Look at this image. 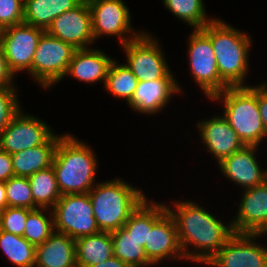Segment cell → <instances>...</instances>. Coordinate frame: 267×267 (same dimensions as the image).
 <instances>
[{
  "instance_id": "ba28073f",
  "label": "cell",
  "mask_w": 267,
  "mask_h": 267,
  "mask_svg": "<svg viewBox=\"0 0 267 267\" xmlns=\"http://www.w3.org/2000/svg\"><path fill=\"white\" fill-rule=\"evenodd\" d=\"M189 37L190 72L205 96L211 99L229 86L219 76L210 38L201 29H194Z\"/></svg>"
},
{
  "instance_id": "7c38bea8",
  "label": "cell",
  "mask_w": 267,
  "mask_h": 267,
  "mask_svg": "<svg viewBox=\"0 0 267 267\" xmlns=\"http://www.w3.org/2000/svg\"><path fill=\"white\" fill-rule=\"evenodd\" d=\"M262 235L264 234L234 233L206 265L212 267H267V248L253 241Z\"/></svg>"
},
{
  "instance_id": "e575fe53",
  "label": "cell",
  "mask_w": 267,
  "mask_h": 267,
  "mask_svg": "<svg viewBox=\"0 0 267 267\" xmlns=\"http://www.w3.org/2000/svg\"><path fill=\"white\" fill-rule=\"evenodd\" d=\"M24 0H0V31L24 22Z\"/></svg>"
},
{
  "instance_id": "6da1fadb",
  "label": "cell",
  "mask_w": 267,
  "mask_h": 267,
  "mask_svg": "<svg viewBox=\"0 0 267 267\" xmlns=\"http://www.w3.org/2000/svg\"><path fill=\"white\" fill-rule=\"evenodd\" d=\"M174 203L177 213L168 206L167 211L174 218L185 260L206 264L234 234L232 224L224 225L192 201ZM189 245L195 250L188 251Z\"/></svg>"
},
{
  "instance_id": "d6986e66",
  "label": "cell",
  "mask_w": 267,
  "mask_h": 267,
  "mask_svg": "<svg viewBox=\"0 0 267 267\" xmlns=\"http://www.w3.org/2000/svg\"><path fill=\"white\" fill-rule=\"evenodd\" d=\"M179 92L181 87L175 79L140 80L127 104L137 112L155 114L169 103L174 93Z\"/></svg>"
},
{
  "instance_id": "8d00e7d4",
  "label": "cell",
  "mask_w": 267,
  "mask_h": 267,
  "mask_svg": "<svg viewBox=\"0 0 267 267\" xmlns=\"http://www.w3.org/2000/svg\"><path fill=\"white\" fill-rule=\"evenodd\" d=\"M14 177L11 154L0 149V181L6 182Z\"/></svg>"
},
{
  "instance_id": "d4e9b609",
  "label": "cell",
  "mask_w": 267,
  "mask_h": 267,
  "mask_svg": "<svg viewBox=\"0 0 267 267\" xmlns=\"http://www.w3.org/2000/svg\"><path fill=\"white\" fill-rule=\"evenodd\" d=\"M167 212L166 205L150 203L146 198L130 214L123 228L144 247L148 244V228H152Z\"/></svg>"
},
{
  "instance_id": "ffe728a7",
  "label": "cell",
  "mask_w": 267,
  "mask_h": 267,
  "mask_svg": "<svg viewBox=\"0 0 267 267\" xmlns=\"http://www.w3.org/2000/svg\"><path fill=\"white\" fill-rule=\"evenodd\" d=\"M34 267H77L75 239L54 231L36 247Z\"/></svg>"
},
{
  "instance_id": "8fae6325",
  "label": "cell",
  "mask_w": 267,
  "mask_h": 267,
  "mask_svg": "<svg viewBox=\"0 0 267 267\" xmlns=\"http://www.w3.org/2000/svg\"><path fill=\"white\" fill-rule=\"evenodd\" d=\"M91 16L94 40L99 36H117L125 45L143 32H135L131 25V15L123 0H87ZM133 32L132 34H129ZM129 34L124 37L125 34Z\"/></svg>"
},
{
  "instance_id": "603a6c76",
  "label": "cell",
  "mask_w": 267,
  "mask_h": 267,
  "mask_svg": "<svg viewBox=\"0 0 267 267\" xmlns=\"http://www.w3.org/2000/svg\"><path fill=\"white\" fill-rule=\"evenodd\" d=\"M83 0H24V22L47 30L59 15L78 6Z\"/></svg>"
},
{
  "instance_id": "8992f818",
  "label": "cell",
  "mask_w": 267,
  "mask_h": 267,
  "mask_svg": "<svg viewBox=\"0 0 267 267\" xmlns=\"http://www.w3.org/2000/svg\"><path fill=\"white\" fill-rule=\"evenodd\" d=\"M75 48L46 31L38 41L31 66V76L45 89L65 77Z\"/></svg>"
},
{
  "instance_id": "277c9868",
  "label": "cell",
  "mask_w": 267,
  "mask_h": 267,
  "mask_svg": "<svg viewBox=\"0 0 267 267\" xmlns=\"http://www.w3.org/2000/svg\"><path fill=\"white\" fill-rule=\"evenodd\" d=\"M96 186L88 194L96 224L103 232L111 233L123 227L130 214L146 199L142 190L119 178Z\"/></svg>"
},
{
  "instance_id": "1f68e13d",
  "label": "cell",
  "mask_w": 267,
  "mask_h": 267,
  "mask_svg": "<svg viewBox=\"0 0 267 267\" xmlns=\"http://www.w3.org/2000/svg\"><path fill=\"white\" fill-rule=\"evenodd\" d=\"M5 193L9 207L38 209L34 203L28 177H11L5 182Z\"/></svg>"
},
{
  "instance_id": "44dd1931",
  "label": "cell",
  "mask_w": 267,
  "mask_h": 267,
  "mask_svg": "<svg viewBox=\"0 0 267 267\" xmlns=\"http://www.w3.org/2000/svg\"><path fill=\"white\" fill-rule=\"evenodd\" d=\"M113 61L98 49H76L65 76L71 75L85 83L102 81L105 85L108 68Z\"/></svg>"
},
{
  "instance_id": "cb8c5ba5",
  "label": "cell",
  "mask_w": 267,
  "mask_h": 267,
  "mask_svg": "<svg viewBox=\"0 0 267 267\" xmlns=\"http://www.w3.org/2000/svg\"><path fill=\"white\" fill-rule=\"evenodd\" d=\"M75 252L77 267H90L106 261L114 255L111 233L100 231L77 238Z\"/></svg>"
},
{
  "instance_id": "7a4b0ae2",
  "label": "cell",
  "mask_w": 267,
  "mask_h": 267,
  "mask_svg": "<svg viewBox=\"0 0 267 267\" xmlns=\"http://www.w3.org/2000/svg\"><path fill=\"white\" fill-rule=\"evenodd\" d=\"M96 161L88 145L70 134L61 136L52 162L61 195L89 193L96 185Z\"/></svg>"
},
{
  "instance_id": "4316f807",
  "label": "cell",
  "mask_w": 267,
  "mask_h": 267,
  "mask_svg": "<svg viewBox=\"0 0 267 267\" xmlns=\"http://www.w3.org/2000/svg\"><path fill=\"white\" fill-rule=\"evenodd\" d=\"M111 237L114 256L129 267L155 265L147 258L144 247L129 236L128 232L123 227L111 232Z\"/></svg>"
},
{
  "instance_id": "f1b7e54d",
  "label": "cell",
  "mask_w": 267,
  "mask_h": 267,
  "mask_svg": "<svg viewBox=\"0 0 267 267\" xmlns=\"http://www.w3.org/2000/svg\"><path fill=\"white\" fill-rule=\"evenodd\" d=\"M139 80L126 64H117L112 61L107 72L104 87L113 96L126 99L127 103L132 99Z\"/></svg>"
},
{
  "instance_id": "d6a6232c",
  "label": "cell",
  "mask_w": 267,
  "mask_h": 267,
  "mask_svg": "<svg viewBox=\"0 0 267 267\" xmlns=\"http://www.w3.org/2000/svg\"><path fill=\"white\" fill-rule=\"evenodd\" d=\"M31 209L7 206L0 212V230L23 236L27 216Z\"/></svg>"
},
{
  "instance_id": "5b68a950",
  "label": "cell",
  "mask_w": 267,
  "mask_h": 267,
  "mask_svg": "<svg viewBox=\"0 0 267 267\" xmlns=\"http://www.w3.org/2000/svg\"><path fill=\"white\" fill-rule=\"evenodd\" d=\"M222 100L223 116L245 146H258L267 133L264 129L257 100V86L228 87L211 98Z\"/></svg>"
},
{
  "instance_id": "836d02e7",
  "label": "cell",
  "mask_w": 267,
  "mask_h": 267,
  "mask_svg": "<svg viewBox=\"0 0 267 267\" xmlns=\"http://www.w3.org/2000/svg\"><path fill=\"white\" fill-rule=\"evenodd\" d=\"M13 86H0V133L21 109Z\"/></svg>"
},
{
  "instance_id": "9a60e30c",
  "label": "cell",
  "mask_w": 267,
  "mask_h": 267,
  "mask_svg": "<svg viewBox=\"0 0 267 267\" xmlns=\"http://www.w3.org/2000/svg\"><path fill=\"white\" fill-rule=\"evenodd\" d=\"M230 223L234 233L267 234V180L244 189L236 217Z\"/></svg>"
},
{
  "instance_id": "83f0119b",
  "label": "cell",
  "mask_w": 267,
  "mask_h": 267,
  "mask_svg": "<svg viewBox=\"0 0 267 267\" xmlns=\"http://www.w3.org/2000/svg\"><path fill=\"white\" fill-rule=\"evenodd\" d=\"M0 248L18 267H34L36 247L23 236L0 230Z\"/></svg>"
},
{
  "instance_id": "74e56055",
  "label": "cell",
  "mask_w": 267,
  "mask_h": 267,
  "mask_svg": "<svg viewBox=\"0 0 267 267\" xmlns=\"http://www.w3.org/2000/svg\"><path fill=\"white\" fill-rule=\"evenodd\" d=\"M14 74L9 70L3 47L0 43V86H14Z\"/></svg>"
},
{
  "instance_id": "ab89813d",
  "label": "cell",
  "mask_w": 267,
  "mask_h": 267,
  "mask_svg": "<svg viewBox=\"0 0 267 267\" xmlns=\"http://www.w3.org/2000/svg\"><path fill=\"white\" fill-rule=\"evenodd\" d=\"M8 206L6 193H5V182L0 181V212Z\"/></svg>"
},
{
  "instance_id": "2e32d148",
  "label": "cell",
  "mask_w": 267,
  "mask_h": 267,
  "mask_svg": "<svg viewBox=\"0 0 267 267\" xmlns=\"http://www.w3.org/2000/svg\"><path fill=\"white\" fill-rule=\"evenodd\" d=\"M257 149L258 146H244L225 157L218 163L221 172L235 184L246 189L264 183L267 180V171H262L256 161Z\"/></svg>"
},
{
  "instance_id": "4fadbf2b",
  "label": "cell",
  "mask_w": 267,
  "mask_h": 267,
  "mask_svg": "<svg viewBox=\"0 0 267 267\" xmlns=\"http://www.w3.org/2000/svg\"><path fill=\"white\" fill-rule=\"evenodd\" d=\"M53 134L45 122L20 109L0 133V149L13 154L44 144Z\"/></svg>"
},
{
  "instance_id": "52a82bcc",
  "label": "cell",
  "mask_w": 267,
  "mask_h": 267,
  "mask_svg": "<svg viewBox=\"0 0 267 267\" xmlns=\"http://www.w3.org/2000/svg\"><path fill=\"white\" fill-rule=\"evenodd\" d=\"M54 230L73 239L100 232L88 193L61 195L51 209Z\"/></svg>"
},
{
  "instance_id": "5bb4252c",
  "label": "cell",
  "mask_w": 267,
  "mask_h": 267,
  "mask_svg": "<svg viewBox=\"0 0 267 267\" xmlns=\"http://www.w3.org/2000/svg\"><path fill=\"white\" fill-rule=\"evenodd\" d=\"M46 32L59 40L71 44L75 49L89 48L94 42L92 16L87 0L65 11L53 20Z\"/></svg>"
},
{
  "instance_id": "30bf717a",
  "label": "cell",
  "mask_w": 267,
  "mask_h": 267,
  "mask_svg": "<svg viewBox=\"0 0 267 267\" xmlns=\"http://www.w3.org/2000/svg\"><path fill=\"white\" fill-rule=\"evenodd\" d=\"M44 32L45 30L42 28L25 22L0 31V43L4 50L8 68L14 75L24 70L31 74L34 53Z\"/></svg>"
},
{
  "instance_id": "f35d334b",
  "label": "cell",
  "mask_w": 267,
  "mask_h": 267,
  "mask_svg": "<svg viewBox=\"0 0 267 267\" xmlns=\"http://www.w3.org/2000/svg\"><path fill=\"white\" fill-rule=\"evenodd\" d=\"M90 267H129V266L113 255L106 261L100 262L99 264Z\"/></svg>"
},
{
  "instance_id": "9c48e42d",
  "label": "cell",
  "mask_w": 267,
  "mask_h": 267,
  "mask_svg": "<svg viewBox=\"0 0 267 267\" xmlns=\"http://www.w3.org/2000/svg\"><path fill=\"white\" fill-rule=\"evenodd\" d=\"M151 34L143 33L136 39L122 45L126 53V65L140 81L175 79L165 57Z\"/></svg>"
},
{
  "instance_id": "3957f363",
  "label": "cell",
  "mask_w": 267,
  "mask_h": 267,
  "mask_svg": "<svg viewBox=\"0 0 267 267\" xmlns=\"http://www.w3.org/2000/svg\"><path fill=\"white\" fill-rule=\"evenodd\" d=\"M211 40L220 78L229 87L245 86L251 38L219 18L201 29Z\"/></svg>"
},
{
  "instance_id": "f546056e",
  "label": "cell",
  "mask_w": 267,
  "mask_h": 267,
  "mask_svg": "<svg viewBox=\"0 0 267 267\" xmlns=\"http://www.w3.org/2000/svg\"><path fill=\"white\" fill-rule=\"evenodd\" d=\"M163 3L175 17L194 29H202L214 20L206 18L203 0H163Z\"/></svg>"
},
{
  "instance_id": "d590c367",
  "label": "cell",
  "mask_w": 267,
  "mask_h": 267,
  "mask_svg": "<svg viewBox=\"0 0 267 267\" xmlns=\"http://www.w3.org/2000/svg\"><path fill=\"white\" fill-rule=\"evenodd\" d=\"M257 100L262 123L267 133V84L266 83L257 86Z\"/></svg>"
},
{
  "instance_id": "7402d4cb",
  "label": "cell",
  "mask_w": 267,
  "mask_h": 267,
  "mask_svg": "<svg viewBox=\"0 0 267 267\" xmlns=\"http://www.w3.org/2000/svg\"><path fill=\"white\" fill-rule=\"evenodd\" d=\"M60 138L61 135L54 133L44 144L11 154L14 176L29 177L52 166Z\"/></svg>"
},
{
  "instance_id": "ac0fdd59",
  "label": "cell",
  "mask_w": 267,
  "mask_h": 267,
  "mask_svg": "<svg viewBox=\"0 0 267 267\" xmlns=\"http://www.w3.org/2000/svg\"><path fill=\"white\" fill-rule=\"evenodd\" d=\"M197 124L204 144L217 163L245 146L224 116H215Z\"/></svg>"
},
{
  "instance_id": "484cf974",
  "label": "cell",
  "mask_w": 267,
  "mask_h": 267,
  "mask_svg": "<svg viewBox=\"0 0 267 267\" xmlns=\"http://www.w3.org/2000/svg\"><path fill=\"white\" fill-rule=\"evenodd\" d=\"M28 179L34 203L39 208H47L50 211L61 197L53 167L40 170L29 176Z\"/></svg>"
},
{
  "instance_id": "4dcf8cb0",
  "label": "cell",
  "mask_w": 267,
  "mask_h": 267,
  "mask_svg": "<svg viewBox=\"0 0 267 267\" xmlns=\"http://www.w3.org/2000/svg\"><path fill=\"white\" fill-rule=\"evenodd\" d=\"M47 212V208H38L32 210L25 223L23 237L35 247L41 245L54 230V216L50 213V220L46 217L43 211ZM42 211V212H41Z\"/></svg>"
},
{
  "instance_id": "e0dca14e",
  "label": "cell",
  "mask_w": 267,
  "mask_h": 267,
  "mask_svg": "<svg viewBox=\"0 0 267 267\" xmlns=\"http://www.w3.org/2000/svg\"><path fill=\"white\" fill-rule=\"evenodd\" d=\"M147 258L153 264L162 259H185L174 218L167 212L152 228H148V244H144Z\"/></svg>"
}]
</instances>
